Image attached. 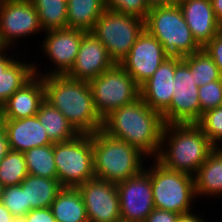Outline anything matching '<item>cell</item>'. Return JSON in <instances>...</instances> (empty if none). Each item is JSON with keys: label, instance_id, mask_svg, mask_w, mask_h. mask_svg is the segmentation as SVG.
<instances>
[{"label": "cell", "instance_id": "6da1fadb", "mask_svg": "<svg viewBox=\"0 0 222 222\" xmlns=\"http://www.w3.org/2000/svg\"><path fill=\"white\" fill-rule=\"evenodd\" d=\"M164 125L162 115L139 98L109 114L103 120L102 130L111 137L127 142L149 159H156Z\"/></svg>", "mask_w": 222, "mask_h": 222}, {"label": "cell", "instance_id": "7a4b0ae2", "mask_svg": "<svg viewBox=\"0 0 222 222\" xmlns=\"http://www.w3.org/2000/svg\"><path fill=\"white\" fill-rule=\"evenodd\" d=\"M44 100L59 110L79 134H93L103 127L95 109L90 85L67 75L43 77Z\"/></svg>", "mask_w": 222, "mask_h": 222}, {"label": "cell", "instance_id": "3957f363", "mask_svg": "<svg viewBox=\"0 0 222 222\" xmlns=\"http://www.w3.org/2000/svg\"><path fill=\"white\" fill-rule=\"evenodd\" d=\"M214 148L195 123L165 124L156 160L170 170L194 176Z\"/></svg>", "mask_w": 222, "mask_h": 222}, {"label": "cell", "instance_id": "277c9868", "mask_svg": "<svg viewBox=\"0 0 222 222\" xmlns=\"http://www.w3.org/2000/svg\"><path fill=\"white\" fill-rule=\"evenodd\" d=\"M95 178L118 183L137 175L148 157L123 140L107 135L102 129L92 134ZM144 163V164H143Z\"/></svg>", "mask_w": 222, "mask_h": 222}, {"label": "cell", "instance_id": "5b68a950", "mask_svg": "<svg viewBox=\"0 0 222 222\" xmlns=\"http://www.w3.org/2000/svg\"><path fill=\"white\" fill-rule=\"evenodd\" d=\"M145 30L154 36L170 57H185L202 47L193 38L178 4L151 8Z\"/></svg>", "mask_w": 222, "mask_h": 222}, {"label": "cell", "instance_id": "8992f818", "mask_svg": "<svg viewBox=\"0 0 222 222\" xmlns=\"http://www.w3.org/2000/svg\"><path fill=\"white\" fill-rule=\"evenodd\" d=\"M152 165L145 170L150 174L153 202L157 209L172 211L178 214L193 211L195 199L194 176L170 170L151 159Z\"/></svg>", "mask_w": 222, "mask_h": 222}, {"label": "cell", "instance_id": "52a82bcc", "mask_svg": "<svg viewBox=\"0 0 222 222\" xmlns=\"http://www.w3.org/2000/svg\"><path fill=\"white\" fill-rule=\"evenodd\" d=\"M57 179L63 187L77 188L94 179L92 134H79L74 139L54 143Z\"/></svg>", "mask_w": 222, "mask_h": 222}, {"label": "cell", "instance_id": "ba28073f", "mask_svg": "<svg viewBox=\"0 0 222 222\" xmlns=\"http://www.w3.org/2000/svg\"><path fill=\"white\" fill-rule=\"evenodd\" d=\"M144 30L142 18L106 9L90 32L106 47L114 63L119 64Z\"/></svg>", "mask_w": 222, "mask_h": 222}, {"label": "cell", "instance_id": "9c48e42d", "mask_svg": "<svg viewBox=\"0 0 222 222\" xmlns=\"http://www.w3.org/2000/svg\"><path fill=\"white\" fill-rule=\"evenodd\" d=\"M88 83L95 109L102 120L114 110L140 98V85L119 64Z\"/></svg>", "mask_w": 222, "mask_h": 222}, {"label": "cell", "instance_id": "30bf717a", "mask_svg": "<svg viewBox=\"0 0 222 222\" xmlns=\"http://www.w3.org/2000/svg\"><path fill=\"white\" fill-rule=\"evenodd\" d=\"M86 33L87 32L82 29L69 27L46 31L40 51L44 57H48L47 60H49L50 64H53V67L51 69L49 68V70L46 68L42 71L38 63L35 64L34 62V74L41 77L66 75L75 63L82 37Z\"/></svg>", "mask_w": 222, "mask_h": 222}, {"label": "cell", "instance_id": "8fae6325", "mask_svg": "<svg viewBox=\"0 0 222 222\" xmlns=\"http://www.w3.org/2000/svg\"><path fill=\"white\" fill-rule=\"evenodd\" d=\"M174 75L173 98L162 114L163 121L165 124L196 123L201 118L199 86L181 57H175Z\"/></svg>", "mask_w": 222, "mask_h": 222}, {"label": "cell", "instance_id": "7c38bea8", "mask_svg": "<svg viewBox=\"0 0 222 222\" xmlns=\"http://www.w3.org/2000/svg\"><path fill=\"white\" fill-rule=\"evenodd\" d=\"M42 31L38 12L31 0H0L1 47L15 48L19 39L33 37Z\"/></svg>", "mask_w": 222, "mask_h": 222}, {"label": "cell", "instance_id": "4fadbf2b", "mask_svg": "<svg viewBox=\"0 0 222 222\" xmlns=\"http://www.w3.org/2000/svg\"><path fill=\"white\" fill-rule=\"evenodd\" d=\"M121 222H144L155 209L150 174L143 169L137 175L116 183Z\"/></svg>", "mask_w": 222, "mask_h": 222}, {"label": "cell", "instance_id": "5bb4252c", "mask_svg": "<svg viewBox=\"0 0 222 222\" xmlns=\"http://www.w3.org/2000/svg\"><path fill=\"white\" fill-rule=\"evenodd\" d=\"M77 188L82 195L89 222H121L116 183L94 178Z\"/></svg>", "mask_w": 222, "mask_h": 222}, {"label": "cell", "instance_id": "9a60e30c", "mask_svg": "<svg viewBox=\"0 0 222 222\" xmlns=\"http://www.w3.org/2000/svg\"><path fill=\"white\" fill-rule=\"evenodd\" d=\"M169 57L162 44L144 30L119 65L141 86Z\"/></svg>", "mask_w": 222, "mask_h": 222}, {"label": "cell", "instance_id": "2e32d148", "mask_svg": "<svg viewBox=\"0 0 222 222\" xmlns=\"http://www.w3.org/2000/svg\"><path fill=\"white\" fill-rule=\"evenodd\" d=\"M114 65L106 47L91 32H87L82 37L75 63L66 75L89 82Z\"/></svg>", "mask_w": 222, "mask_h": 222}, {"label": "cell", "instance_id": "e0dca14e", "mask_svg": "<svg viewBox=\"0 0 222 222\" xmlns=\"http://www.w3.org/2000/svg\"><path fill=\"white\" fill-rule=\"evenodd\" d=\"M177 4L193 38L202 48L221 31L211 0H178Z\"/></svg>", "mask_w": 222, "mask_h": 222}, {"label": "cell", "instance_id": "ac0fdd59", "mask_svg": "<svg viewBox=\"0 0 222 222\" xmlns=\"http://www.w3.org/2000/svg\"><path fill=\"white\" fill-rule=\"evenodd\" d=\"M175 57L167 58L140 86V98L161 115L170 107L174 90Z\"/></svg>", "mask_w": 222, "mask_h": 222}, {"label": "cell", "instance_id": "d6986e66", "mask_svg": "<svg viewBox=\"0 0 222 222\" xmlns=\"http://www.w3.org/2000/svg\"><path fill=\"white\" fill-rule=\"evenodd\" d=\"M5 129L10 150L26 152L33 147L53 144L37 116L21 119H0Z\"/></svg>", "mask_w": 222, "mask_h": 222}, {"label": "cell", "instance_id": "ffe728a7", "mask_svg": "<svg viewBox=\"0 0 222 222\" xmlns=\"http://www.w3.org/2000/svg\"><path fill=\"white\" fill-rule=\"evenodd\" d=\"M43 101V77L34 75L1 106L0 119H21L35 116Z\"/></svg>", "mask_w": 222, "mask_h": 222}, {"label": "cell", "instance_id": "44dd1931", "mask_svg": "<svg viewBox=\"0 0 222 222\" xmlns=\"http://www.w3.org/2000/svg\"><path fill=\"white\" fill-rule=\"evenodd\" d=\"M198 198L222 196V147H215L194 175Z\"/></svg>", "mask_w": 222, "mask_h": 222}, {"label": "cell", "instance_id": "7402d4cb", "mask_svg": "<svg viewBox=\"0 0 222 222\" xmlns=\"http://www.w3.org/2000/svg\"><path fill=\"white\" fill-rule=\"evenodd\" d=\"M26 189V214L33 209L48 208L64 188L57 178H44L28 174L20 183Z\"/></svg>", "mask_w": 222, "mask_h": 222}, {"label": "cell", "instance_id": "603a6c76", "mask_svg": "<svg viewBox=\"0 0 222 222\" xmlns=\"http://www.w3.org/2000/svg\"><path fill=\"white\" fill-rule=\"evenodd\" d=\"M56 222H89L78 188L64 187L50 206Z\"/></svg>", "mask_w": 222, "mask_h": 222}, {"label": "cell", "instance_id": "cb8c5ba5", "mask_svg": "<svg viewBox=\"0 0 222 222\" xmlns=\"http://www.w3.org/2000/svg\"><path fill=\"white\" fill-rule=\"evenodd\" d=\"M36 116L52 143L66 142L79 135L66 117L45 100L40 104Z\"/></svg>", "mask_w": 222, "mask_h": 222}, {"label": "cell", "instance_id": "d4e9b609", "mask_svg": "<svg viewBox=\"0 0 222 222\" xmlns=\"http://www.w3.org/2000/svg\"><path fill=\"white\" fill-rule=\"evenodd\" d=\"M105 10V0H69L67 3L68 27L90 32Z\"/></svg>", "mask_w": 222, "mask_h": 222}, {"label": "cell", "instance_id": "484cf974", "mask_svg": "<svg viewBox=\"0 0 222 222\" xmlns=\"http://www.w3.org/2000/svg\"><path fill=\"white\" fill-rule=\"evenodd\" d=\"M20 54L21 52L18 54L19 57L0 75V108L35 75L32 61L27 63L24 57L21 59Z\"/></svg>", "mask_w": 222, "mask_h": 222}, {"label": "cell", "instance_id": "4316f807", "mask_svg": "<svg viewBox=\"0 0 222 222\" xmlns=\"http://www.w3.org/2000/svg\"><path fill=\"white\" fill-rule=\"evenodd\" d=\"M43 32L68 27L67 3L63 0H31Z\"/></svg>", "mask_w": 222, "mask_h": 222}, {"label": "cell", "instance_id": "83f0119b", "mask_svg": "<svg viewBox=\"0 0 222 222\" xmlns=\"http://www.w3.org/2000/svg\"><path fill=\"white\" fill-rule=\"evenodd\" d=\"M182 61L190 68V73L197 86H203L222 78L218 66L204 48L182 57Z\"/></svg>", "mask_w": 222, "mask_h": 222}, {"label": "cell", "instance_id": "f1b7e54d", "mask_svg": "<svg viewBox=\"0 0 222 222\" xmlns=\"http://www.w3.org/2000/svg\"><path fill=\"white\" fill-rule=\"evenodd\" d=\"M28 174L57 178V169L54 160V143L42 147H33L24 152Z\"/></svg>", "mask_w": 222, "mask_h": 222}, {"label": "cell", "instance_id": "f546056e", "mask_svg": "<svg viewBox=\"0 0 222 222\" xmlns=\"http://www.w3.org/2000/svg\"><path fill=\"white\" fill-rule=\"evenodd\" d=\"M28 175L25 155L10 150L0 162V182L4 187L20 185Z\"/></svg>", "mask_w": 222, "mask_h": 222}, {"label": "cell", "instance_id": "4dcf8cb0", "mask_svg": "<svg viewBox=\"0 0 222 222\" xmlns=\"http://www.w3.org/2000/svg\"><path fill=\"white\" fill-rule=\"evenodd\" d=\"M195 124L215 147H222V106L204 112Z\"/></svg>", "mask_w": 222, "mask_h": 222}, {"label": "cell", "instance_id": "1f68e13d", "mask_svg": "<svg viewBox=\"0 0 222 222\" xmlns=\"http://www.w3.org/2000/svg\"><path fill=\"white\" fill-rule=\"evenodd\" d=\"M2 203L20 221L26 215V189L21 185L4 187Z\"/></svg>", "mask_w": 222, "mask_h": 222}, {"label": "cell", "instance_id": "d6a6232c", "mask_svg": "<svg viewBox=\"0 0 222 222\" xmlns=\"http://www.w3.org/2000/svg\"><path fill=\"white\" fill-rule=\"evenodd\" d=\"M198 92L201 116L210 109L222 106V78L199 86Z\"/></svg>", "mask_w": 222, "mask_h": 222}, {"label": "cell", "instance_id": "836d02e7", "mask_svg": "<svg viewBox=\"0 0 222 222\" xmlns=\"http://www.w3.org/2000/svg\"><path fill=\"white\" fill-rule=\"evenodd\" d=\"M106 9L146 19L149 7L144 0H105Z\"/></svg>", "mask_w": 222, "mask_h": 222}, {"label": "cell", "instance_id": "e575fe53", "mask_svg": "<svg viewBox=\"0 0 222 222\" xmlns=\"http://www.w3.org/2000/svg\"><path fill=\"white\" fill-rule=\"evenodd\" d=\"M203 48L214 60L215 64L218 66V69L222 75V31H220Z\"/></svg>", "mask_w": 222, "mask_h": 222}, {"label": "cell", "instance_id": "d590c367", "mask_svg": "<svg viewBox=\"0 0 222 222\" xmlns=\"http://www.w3.org/2000/svg\"><path fill=\"white\" fill-rule=\"evenodd\" d=\"M19 222H56V220L48 207L29 211Z\"/></svg>", "mask_w": 222, "mask_h": 222}, {"label": "cell", "instance_id": "8d00e7d4", "mask_svg": "<svg viewBox=\"0 0 222 222\" xmlns=\"http://www.w3.org/2000/svg\"><path fill=\"white\" fill-rule=\"evenodd\" d=\"M178 213L155 208L144 222H176Z\"/></svg>", "mask_w": 222, "mask_h": 222}, {"label": "cell", "instance_id": "74e56055", "mask_svg": "<svg viewBox=\"0 0 222 222\" xmlns=\"http://www.w3.org/2000/svg\"><path fill=\"white\" fill-rule=\"evenodd\" d=\"M12 50H13L12 48H5V47H2L0 49V75H1V73H4L6 71V69L17 59V57H19L17 55L15 58V55L11 54ZM7 52H9L10 55H9V53L7 55ZM11 55H12V57H11Z\"/></svg>", "mask_w": 222, "mask_h": 222}, {"label": "cell", "instance_id": "f35d334b", "mask_svg": "<svg viewBox=\"0 0 222 222\" xmlns=\"http://www.w3.org/2000/svg\"><path fill=\"white\" fill-rule=\"evenodd\" d=\"M10 151L8 136L5 129L0 124V162Z\"/></svg>", "mask_w": 222, "mask_h": 222}, {"label": "cell", "instance_id": "ab89813d", "mask_svg": "<svg viewBox=\"0 0 222 222\" xmlns=\"http://www.w3.org/2000/svg\"><path fill=\"white\" fill-rule=\"evenodd\" d=\"M191 211L189 213L179 214L176 222H205V218L201 217V214H197Z\"/></svg>", "mask_w": 222, "mask_h": 222}, {"label": "cell", "instance_id": "60d3db41", "mask_svg": "<svg viewBox=\"0 0 222 222\" xmlns=\"http://www.w3.org/2000/svg\"><path fill=\"white\" fill-rule=\"evenodd\" d=\"M0 222H19L10 211L0 202Z\"/></svg>", "mask_w": 222, "mask_h": 222}, {"label": "cell", "instance_id": "b9f144b4", "mask_svg": "<svg viewBox=\"0 0 222 222\" xmlns=\"http://www.w3.org/2000/svg\"><path fill=\"white\" fill-rule=\"evenodd\" d=\"M148 5L149 9L159 6L173 5L178 2V0H144Z\"/></svg>", "mask_w": 222, "mask_h": 222}, {"label": "cell", "instance_id": "7bdbcfd3", "mask_svg": "<svg viewBox=\"0 0 222 222\" xmlns=\"http://www.w3.org/2000/svg\"><path fill=\"white\" fill-rule=\"evenodd\" d=\"M216 19L222 23V0H211Z\"/></svg>", "mask_w": 222, "mask_h": 222}, {"label": "cell", "instance_id": "ee69618b", "mask_svg": "<svg viewBox=\"0 0 222 222\" xmlns=\"http://www.w3.org/2000/svg\"><path fill=\"white\" fill-rule=\"evenodd\" d=\"M3 191H4V186H3L2 183L0 182V202H2Z\"/></svg>", "mask_w": 222, "mask_h": 222}]
</instances>
